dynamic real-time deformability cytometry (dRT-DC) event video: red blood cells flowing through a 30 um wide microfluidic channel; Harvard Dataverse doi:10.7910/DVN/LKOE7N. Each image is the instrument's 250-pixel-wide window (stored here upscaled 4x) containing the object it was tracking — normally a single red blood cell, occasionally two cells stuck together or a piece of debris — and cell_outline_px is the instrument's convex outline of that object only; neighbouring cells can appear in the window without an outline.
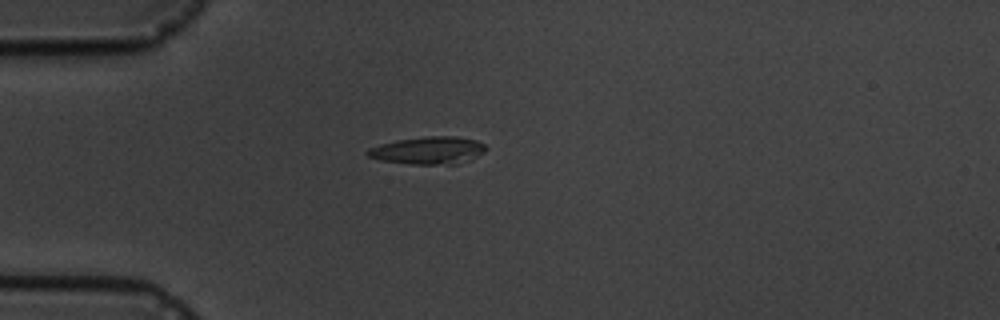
{"species": "common noctule bat (a hibernating species)", "species_latin": "Nyctalus noctula", "temperature_condition": "cold", "stored_images_in_passage": 4, "camera_frame_rate_fps": 3000, "um_per_image_px": 0.085, "animal": {"sex": "male", "body_mass_g": 19.5, "forearm_length_mm": 54.6}, "frame": {"image": 1, "passage_image": 2, "time_ms": 1.0, "image_size_px": [1000, 320], "cell_outline_px": [[488, 148], [484, 152], [472, 160], [456, 164], [412, 164], [380, 160], [368, 156], [364, 152], [368, 148], [380, 144], [396, 140], [424, 136], [456, 136], [476, 140], [484, 144]], "centroid_in_image_um": [36.42, 12.78], "position_along_channel_um": 48.6, "area_um2": 19.19}}
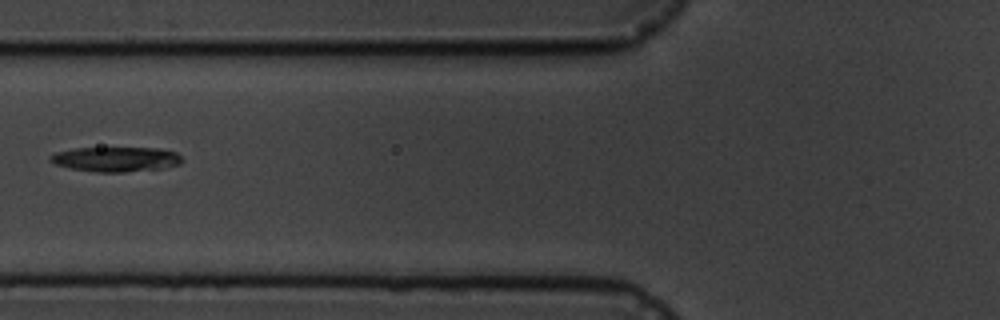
{"frame": {"image": 2, "passage_image": 4, "time_ms": 3.333, "image_size_px": [1000, 320], "cell_outline_px": [[184, 160], [180, 164], [160, 168], [124, 172], [96, 172], [68, 168], [56, 164], [48, 160], [48, 156], [56, 152], [72, 148], [160, 148], [176, 152]], "centroid_in_image_um": [9.82, 13.53], "position_along_channel_um": 116.0, "area_um2": 19.13}}